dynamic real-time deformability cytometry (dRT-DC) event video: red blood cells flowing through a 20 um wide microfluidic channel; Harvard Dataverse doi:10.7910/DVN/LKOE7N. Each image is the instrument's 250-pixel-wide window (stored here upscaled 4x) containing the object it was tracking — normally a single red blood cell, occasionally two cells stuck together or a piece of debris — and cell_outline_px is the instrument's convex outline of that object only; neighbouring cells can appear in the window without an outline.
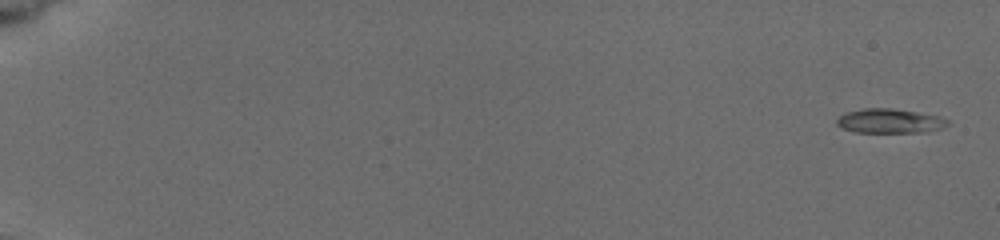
{"species": "common noctule bat (a hibernating species)", "species_latin": "Nyctalus noctula", "temperature_condition": "cold", "stored_images_in_passage": 9, "camera_frame_rate_fps": 3000, "um_per_image_px": 0.085, "animal": {"sex": "female", "body_mass_g": 19.5, "forearm_length_mm": 54.1}, "frame": {"image": 1, "passage_image": 1, "time_ms": 0.0, "image_size_px": [1000, 240], "cell_outline_px": [[948, 124], [940, 128], [924, 132], [856, 132], [844, 128], [836, 124], [836, 120], [844, 112], [864, 108], [892, 108], [940, 116], [948, 120]], "centroid_in_image_um": [75.6, 10.27], "position_along_channel_um": 9.4, "area_um2": 15.61}}
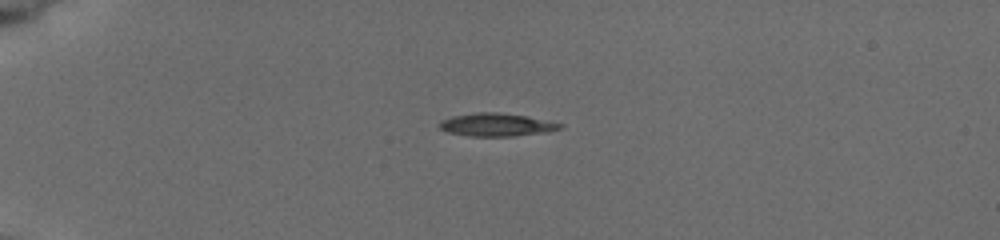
{"frame": {"image": 2, "passage_image": 6, "time_ms": 4.667, "image_size_px": [1000, 240], "cell_outline_px": [[564, 124], [560, 128], [548, 132], [512, 136], [468, 136], [448, 132], [440, 128], [440, 120], [452, 116], [476, 112], [500, 112], [524, 116]], "centroid_in_image_um": [42.17, 10.6], "position_along_channel_um": 42.8, "area_um2": 16.01}}
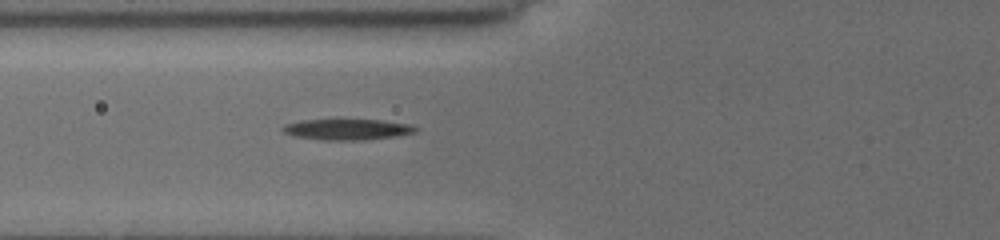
{"frame": {"image": 3, "passage_image": 9, "time_ms": 7.333, "image_size_px": [1000, 240], "cell_outline_px": [[420, 128], [416, 132], [396, 136], [364, 140], [320, 140], [292, 136], [284, 132], [280, 128], [284, 124], [300, 120], [340, 116], [380, 120], [408, 124]], "centroid_in_image_um": [29.44, 10.94], "position_along_channel_um": 96.4, "area_um2": 17.4}}